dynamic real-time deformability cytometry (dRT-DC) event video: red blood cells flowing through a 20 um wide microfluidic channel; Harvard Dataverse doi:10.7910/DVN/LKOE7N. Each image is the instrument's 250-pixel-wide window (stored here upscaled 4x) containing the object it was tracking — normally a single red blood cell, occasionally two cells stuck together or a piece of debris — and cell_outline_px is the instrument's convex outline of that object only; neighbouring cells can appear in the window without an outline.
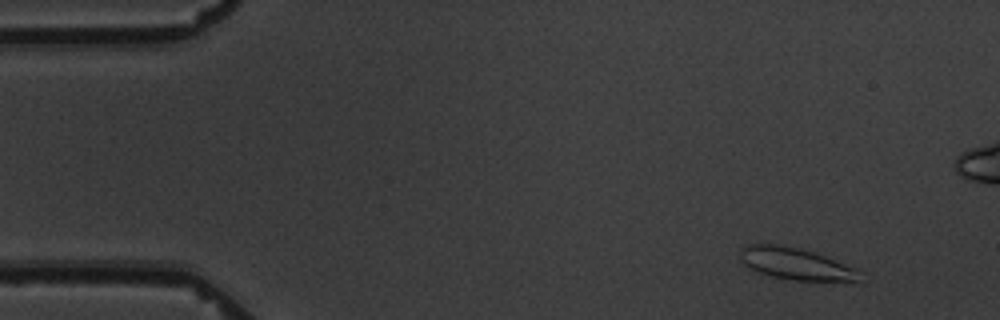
{"species": "common noctule bat (a hibernating species)", "species_latin": "Nyctalus noctula", "temperature_condition": "warm", "stored_images_in_passage": 6, "camera_frame_rate_fps": 3000, "um_per_image_px": 0.085, "animal": {"sex": "male", "body_mass_g": 19.5, "forearm_length_mm": 54.6}, "frame": {"image": 1, "passage_image": 2, "time_ms": 1.0, "image_size_px": [1000, 320], "cell_outline_px": [[856, 280], [792, 280], [772, 276], [760, 272], [744, 264], [740, 260], [740, 248], [748, 244], [784, 244], [816, 252], [856, 268]], "centroid_in_image_um": [67.54, 22.37], "position_along_channel_um": 17.5, "area_um2": 21.79}}